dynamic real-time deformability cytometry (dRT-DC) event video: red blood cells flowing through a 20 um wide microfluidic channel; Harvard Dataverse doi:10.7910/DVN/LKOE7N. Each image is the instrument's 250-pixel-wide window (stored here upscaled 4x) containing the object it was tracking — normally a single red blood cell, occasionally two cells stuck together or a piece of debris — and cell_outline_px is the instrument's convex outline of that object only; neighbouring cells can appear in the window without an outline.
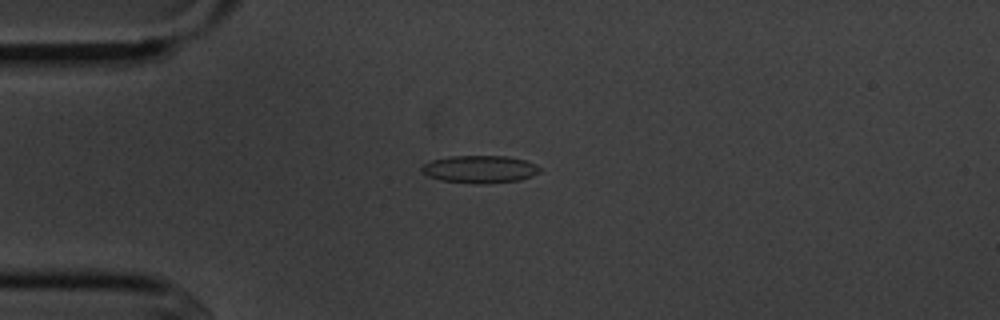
{"species": "common noctule bat (a hibernating species)", "species_latin": "Nyctalus noctula", "temperature_condition": "cold", "stored_images_in_passage": 4, "camera_frame_rate_fps": 3000, "um_per_image_px": 0.085, "animal": {"sex": "male", "body_mass_g": 20.1, "forearm_length_mm": 53.5}, "frame": {"image": 1, "passage_image": 3, "time_ms": 2.0, "image_size_px": [1000, 320], "cell_outline_px": [[540, 172], [532, 176], [520, 180], [440, 180], [428, 176], [420, 172], [420, 168], [424, 164], [432, 160], [448, 156], [508, 156], [524, 160], [536, 164], [540, 168]], "centroid_in_image_um": [40.77, 14.31], "position_along_channel_um": 44.2, "area_um2": 17.86}}